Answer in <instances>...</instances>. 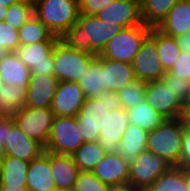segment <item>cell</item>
I'll use <instances>...</instances> for the list:
<instances>
[{
    "mask_svg": "<svg viewBox=\"0 0 190 191\" xmlns=\"http://www.w3.org/2000/svg\"><path fill=\"white\" fill-rule=\"evenodd\" d=\"M25 1H28V2H31V3H36L38 0H25Z\"/></svg>",
    "mask_w": 190,
    "mask_h": 191,
    "instance_id": "52",
    "label": "cell"
},
{
    "mask_svg": "<svg viewBox=\"0 0 190 191\" xmlns=\"http://www.w3.org/2000/svg\"><path fill=\"white\" fill-rule=\"evenodd\" d=\"M85 95L78 82H58L51 109L54 116L76 117L85 102Z\"/></svg>",
    "mask_w": 190,
    "mask_h": 191,
    "instance_id": "14",
    "label": "cell"
},
{
    "mask_svg": "<svg viewBox=\"0 0 190 191\" xmlns=\"http://www.w3.org/2000/svg\"><path fill=\"white\" fill-rule=\"evenodd\" d=\"M172 167L165 159L145 150L138 154L129 167L128 183L134 188L150 187L152 183Z\"/></svg>",
    "mask_w": 190,
    "mask_h": 191,
    "instance_id": "10",
    "label": "cell"
},
{
    "mask_svg": "<svg viewBox=\"0 0 190 191\" xmlns=\"http://www.w3.org/2000/svg\"><path fill=\"white\" fill-rule=\"evenodd\" d=\"M34 15L60 39L76 23L78 0H38L33 4Z\"/></svg>",
    "mask_w": 190,
    "mask_h": 191,
    "instance_id": "5",
    "label": "cell"
},
{
    "mask_svg": "<svg viewBox=\"0 0 190 191\" xmlns=\"http://www.w3.org/2000/svg\"><path fill=\"white\" fill-rule=\"evenodd\" d=\"M145 101L166 119L183 117L185 106L162 79L145 82Z\"/></svg>",
    "mask_w": 190,
    "mask_h": 191,
    "instance_id": "12",
    "label": "cell"
},
{
    "mask_svg": "<svg viewBox=\"0 0 190 191\" xmlns=\"http://www.w3.org/2000/svg\"><path fill=\"white\" fill-rule=\"evenodd\" d=\"M179 0H141V15L145 25L158 27Z\"/></svg>",
    "mask_w": 190,
    "mask_h": 191,
    "instance_id": "29",
    "label": "cell"
},
{
    "mask_svg": "<svg viewBox=\"0 0 190 191\" xmlns=\"http://www.w3.org/2000/svg\"><path fill=\"white\" fill-rule=\"evenodd\" d=\"M19 46L18 29L0 22V52H16Z\"/></svg>",
    "mask_w": 190,
    "mask_h": 191,
    "instance_id": "37",
    "label": "cell"
},
{
    "mask_svg": "<svg viewBox=\"0 0 190 191\" xmlns=\"http://www.w3.org/2000/svg\"><path fill=\"white\" fill-rule=\"evenodd\" d=\"M183 120L186 125L190 126V103L185 105L184 107V113H183Z\"/></svg>",
    "mask_w": 190,
    "mask_h": 191,
    "instance_id": "44",
    "label": "cell"
},
{
    "mask_svg": "<svg viewBox=\"0 0 190 191\" xmlns=\"http://www.w3.org/2000/svg\"><path fill=\"white\" fill-rule=\"evenodd\" d=\"M137 189L134 188L131 184H119V185H111L108 186L106 191H136Z\"/></svg>",
    "mask_w": 190,
    "mask_h": 191,
    "instance_id": "43",
    "label": "cell"
},
{
    "mask_svg": "<svg viewBox=\"0 0 190 191\" xmlns=\"http://www.w3.org/2000/svg\"><path fill=\"white\" fill-rule=\"evenodd\" d=\"M169 72L180 79L190 81V53L180 52L177 62Z\"/></svg>",
    "mask_w": 190,
    "mask_h": 191,
    "instance_id": "38",
    "label": "cell"
},
{
    "mask_svg": "<svg viewBox=\"0 0 190 191\" xmlns=\"http://www.w3.org/2000/svg\"><path fill=\"white\" fill-rule=\"evenodd\" d=\"M183 118L166 119L160 126L148 132L147 150L165 159L172 166L180 164Z\"/></svg>",
    "mask_w": 190,
    "mask_h": 191,
    "instance_id": "4",
    "label": "cell"
},
{
    "mask_svg": "<svg viewBox=\"0 0 190 191\" xmlns=\"http://www.w3.org/2000/svg\"><path fill=\"white\" fill-rule=\"evenodd\" d=\"M117 95L123 108L138 106L145 100V82L136 79L121 89Z\"/></svg>",
    "mask_w": 190,
    "mask_h": 191,
    "instance_id": "33",
    "label": "cell"
},
{
    "mask_svg": "<svg viewBox=\"0 0 190 191\" xmlns=\"http://www.w3.org/2000/svg\"><path fill=\"white\" fill-rule=\"evenodd\" d=\"M115 0H78L79 12L84 15L96 16L97 13Z\"/></svg>",
    "mask_w": 190,
    "mask_h": 191,
    "instance_id": "39",
    "label": "cell"
},
{
    "mask_svg": "<svg viewBox=\"0 0 190 191\" xmlns=\"http://www.w3.org/2000/svg\"><path fill=\"white\" fill-rule=\"evenodd\" d=\"M30 77L16 52H0V117L13 118L25 105Z\"/></svg>",
    "mask_w": 190,
    "mask_h": 191,
    "instance_id": "1",
    "label": "cell"
},
{
    "mask_svg": "<svg viewBox=\"0 0 190 191\" xmlns=\"http://www.w3.org/2000/svg\"><path fill=\"white\" fill-rule=\"evenodd\" d=\"M106 154L97 141L84 142L71 156L79 171H93Z\"/></svg>",
    "mask_w": 190,
    "mask_h": 191,
    "instance_id": "30",
    "label": "cell"
},
{
    "mask_svg": "<svg viewBox=\"0 0 190 191\" xmlns=\"http://www.w3.org/2000/svg\"><path fill=\"white\" fill-rule=\"evenodd\" d=\"M157 28L173 37L187 33L190 30V0L176 2Z\"/></svg>",
    "mask_w": 190,
    "mask_h": 191,
    "instance_id": "24",
    "label": "cell"
},
{
    "mask_svg": "<svg viewBox=\"0 0 190 191\" xmlns=\"http://www.w3.org/2000/svg\"><path fill=\"white\" fill-rule=\"evenodd\" d=\"M148 132L139 126L129 124L120 141L118 155L130 167L139 153L147 149Z\"/></svg>",
    "mask_w": 190,
    "mask_h": 191,
    "instance_id": "23",
    "label": "cell"
},
{
    "mask_svg": "<svg viewBox=\"0 0 190 191\" xmlns=\"http://www.w3.org/2000/svg\"><path fill=\"white\" fill-rule=\"evenodd\" d=\"M7 11H8V7L0 5V22H5Z\"/></svg>",
    "mask_w": 190,
    "mask_h": 191,
    "instance_id": "46",
    "label": "cell"
},
{
    "mask_svg": "<svg viewBox=\"0 0 190 191\" xmlns=\"http://www.w3.org/2000/svg\"><path fill=\"white\" fill-rule=\"evenodd\" d=\"M0 191H29L27 187L0 186Z\"/></svg>",
    "mask_w": 190,
    "mask_h": 191,
    "instance_id": "45",
    "label": "cell"
},
{
    "mask_svg": "<svg viewBox=\"0 0 190 191\" xmlns=\"http://www.w3.org/2000/svg\"><path fill=\"white\" fill-rule=\"evenodd\" d=\"M185 184L187 191H190V169H185Z\"/></svg>",
    "mask_w": 190,
    "mask_h": 191,
    "instance_id": "47",
    "label": "cell"
},
{
    "mask_svg": "<svg viewBox=\"0 0 190 191\" xmlns=\"http://www.w3.org/2000/svg\"><path fill=\"white\" fill-rule=\"evenodd\" d=\"M154 191H187L185 169L172 166L150 186Z\"/></svg>",
    "mask_w": 190,
    "mask_h": 191,
    "instance_id": "32",
    "label": "cell"
},
{
    "mask_svg": "<svg viewBox=\"0 0 190 191\" xmlns=\"http://www.w3.org/2000/svg\"><path fill=\"white\" fill-rule=\"evenodd\" d=\"M130 124L139 126L143 130L150 132L160 126L166 118L155 108H152L145 100L138 106L127 109Z\"/></svg>",
    "mask_w": 190,
    "mask_h": 191,
    "instance_id": "27",
    "label": "cell"
},
{
    "mask_svg": "<svg viewBox=\"0 0 190 191\" xmlns=\"http://www.w3.org/2000/svg\"><path fill=\"white\" fill-rule=\"evenodd\" d=\"M102 56L97 55L89 64L78 82L86 98H97L103 90Z\"/></svg>",
    "mask_w": 190,
    "mask_h": 191,
    "instance_id": "26",
    "label": "cell"
},
{
    "mask_svg": "<svg viewBox=\"0 0 190 191\" xmlns=\"http://www.w3.org/2000/svg\"><path fill=\"white\" fill-rule=\"evenodd\" d=\"M83 143L76 117H54L45 150L71 155Z\"/></svg>",
    "mask_w": 190,
    "mask_h": 191,
    "instance_id": "8",
    "label": "cell"
},
{
    "mask_svg": "<svg viewBox=\"0 0 190 191\" xmlns=\"http://www.w3.org/2000/svg\"><path fill=\"white\" fill-rule=\"evenodd\" d=\"M26 187L29 191H50L55 188L50 167V151L45 150L40 156L30 161Z\"/></svg>",
    "mask_w": 190,
    "mask_h": 191,
    "instance_id": "20",
    "label": "cell"
},
{
    "mask_svg": "<svg viewBox=\"0 0 190 191\" xmlns=\"http://www.w3.org/2000/svg\"><path fill=\"white\" fill-rule=\"evenodd\" d=\"M92 172L109 186L125 184L129 180V166L118 153L106 154Z\"/></svg>",
    "mask_w": 190,
    "mask_h": 191,
    "instance_id": "21",
    "label": "cell"
},
{
    "mask_svg": "<svg viewBox=\"0 0 190 191\" xmlns=\"http://www.w3.org/2000/svg\"><path fill=\"white\" fill-rule=\"evenodd\" d=\"M54 117L51 108L23 106L13 119L29 138L40 142L45 147Z\"/></svg>",
    "mask_w": 190,
    "mask_h": 191,
    "instance_id": "9",
    "label": "cell"
},
{
    "mask_svg": "<svg viewBox=\"0 0 190 191\" xmlns=\"http://www.w3.org/2000/svg\"><path fill=\"white\" fill-rule=\"evenodd\" d=\"M184 169H190V126L184 123L182 151L180 164L177 166Z\"/></svg>",
    "mask_w": 190,
    "mask_h": 191,
    "instance_id": "40",
    "label": "cell"
},
{
    "mask_svg": "<svg viewBox=\"0 0 190 191\" xmlns=\"http://www.w3.org/2000/svg\"><path fill=\"white\" fill-rule=\"evenodd\" d=\"M155 46L163 68L170 71L179 58L180 49L173 36H169L155 27Z\"/></svg>",
    "mask_w": 190,
    "mask_h": 191,
    "instance_id": "31",
    "label": "cell"
},
{
    "mask_svg": "<svg viewBox=\"0 0 190 191\" xmlns=\"http://www.w3.org/2000/svg\"><path fill=\"white\" fill-rule=\"evenodd\" d=\"M21 0H0V5L5 7H10L12 4L17 3Z\"/></svg>",
    "mask_w": 190,
    "mask_h": 191,
    "instance_id": "48",
    "label": "cell"
},
{
    "mask_svg": "<svg viewBox=\"0 0 190 191\" xmlns=\"http://www.w3.org/2000/svg\"><path fill=\"white\" fill-rule=\"evenodd\" d=\"M54 76L59 82H79L90 62L96 57L88 52L71 48L59 39L53 48Z\"/></svg>",
    "mask_w": 190,
    "mask_h": 191,
    "instance_id": "6",
    "label": "cell"
},
{
    "mask_svg": "<svg viewBox=\"0 0 190 191\" xmlns=\"http://www.w3.org/2000/svg\"><path fill=\"white\" fill-rule=\"evenodd\" d=\"M33 15V3L21 0L8 7L5 23L13 28L20 29Z\"/></svg>",
    "mask_w": 190,
    "mask_h": 191,
    "instance_id": "34",
    "label": "cell"
},
{
    "mask_svg": "<svg viewBox=\"0 0 190 191\" xmlns=\"http://www.w3.org/2000/svg\"><path fill=\"white\" fill-rule=\"evenodd\" d=\"M5 151L6 155L30 162L40 156L45 151V147L29 138L15 123L11 130H8Z\"/></svg>",
    "mask_w": 190,
    "mask_h": 191,
    "instance_id": "17",
    "label": "cell"
},
{
    "mask_svg": "<svg viewBox=\"0 0 190 191\" xmlns=\"http://www.w3.org/2000/svg\"><path fill=\"white\" fill-rule=\"evenodd\" d=\"M5 156H6L5 147L0 143V165L5 159Z\"/></svg>",
    "mask_w": 190,
    "mask_h": 191,
    "instance_id": "49",
    "label": "cell"
},
{
    "mask_svg": "<svg viewBox=\"0 0 190 191\" xmlns=\"http://www.w3.org/2000/svg\"><path fill=\"white\" fill-rule=\"evenodd\" d=\"M124 27L100 20L96 16L79 14L76 23L61 38L71 48L97 56L109 40Z\"/></svg>",
    "mask_w": 190,
    "mask_h": 191,
    "instance_id": "2",
    "label": "cell"
},
{
    "mask_svg": "<svg viewBox=\"0 0 190 191\" xmlns=\"http://www.w3.org/2000/svg\"><path fill=\"white\" fill-rule=\"evenodd\" d=\"M179 46L180 52L190 53V30L187 33L174 37Z\"/></svg>",
    "mask_w": 190,
    "mask_h": 191,
    "instance_id": "42",
    "label": "cell"
},
{
    "mask_svg": "<svg viewBox=\"0 0 190 191\" xmlns=\"http://www.w3.org/2000/svg\"><path fill=\"white\" fill-rule=\"evenodd\" d=\"M158 57L155 46V27H152L131 63L135 78L143 82L161 79L166 71Z\"/></svg>",
    "mask_w": 190,
    "mask_h": 191,
    "instance_id": "11",
    "label": "cell"
},
{
    "mask_svg": "<svg viewBox=\"0 0 190 191\" xmlns=\"http://www.w3.org/2000/svg\"><path fill=\"white\" fill-rule=\"evenodd\" d=\"M50 191H66V190H61V189H58V188H53L52 190H50Z\"/></svg>",
    "mask_w": 190,
    "mask_h": 191,
    "instance_id": "51",
    "label": "cell"
},
{
    "mask_svg": "<svg viewBox=\"0 0 190 191\" xmlns=\"http://www.w3.org/2000/svg\"><path fill=\"white\" fill-rule=\"evenodd\" d=\"M15 124L13 118L0 117V143L5 147L7 143L8 130Z\"/></svg>",
    "mask_w": 190,
    "mask_h": 191,
    "instance_id": "41",
    "label": "cell"
},
{
    "mask_svg": "<svg viewBox=\"0 0 190 191\" xmlns=\"http://www.w3.org/2000/svg\"><path fill=\"white\" fill-rule=\"evenodd\" d=\"M50 167L55 187L73 191L79 169L72 156L50 152Z\"/></svg>",
    "mask_w": 190,
    "mask_h": 191,
    "instance_id": "22",
    "label": "cell"
},
{
    "mask_svg": "<svg viewBox=\"0 0 190 191\" xmlns=\"http://www.w3.org/2000/svg\"><path fill=\"white\" fill-rule=\"evenodd\" d=\"M103 90L118 93L136 80L132 64L102 57Z\"/></svg>",
    "mask_w": 190,
    "mask_h": 191,
    "instance_id": "19",
    "label": "cell"
},
{
    "mask_svg": "<svg viewBox=\"0 0 190 191\" xmlns=\"http://www.w3.org/2000/svg\"><path fill=\"white\" fill-rule=\"evenodd\" d=\"M166 85H170L174 96L185 106L190 102L189 81L180 79L178 76L171 74L169 71L161 78Z\"/></svg>",
    "mask_w": 190,
    "mask_h": 191,
    "instance_id": "35",
    "label": "cell"
},
{
    "mask_svg": "<svg viewBox=\"0 0 190 191\" xmlns=\"http://www.w3.org/2000/svg\"><path fill=\"white\" fill-rule=\"evenodd\" d=\"M130 124L127 109L120 107L109 111L105 117L104 128L99 132V144L107 154H116L124 131Z\"/></svg>",
    "mask_w": 190,
    "mask_h": 191,
    "instance_id": "15",
    "label": "cell"
},
{
    "mask_svg": "<svg viewBox=\"0 0 190 191\" xmlns=\"http://www.w3.org/2000/svg\"><path fill=\"white\" fill-rule=\"evenodd\" d=\"M100 20L118 23L124 28L144 24L141 15V0H115L96 15Z\"/></svg>",
    "mask_w": 190,
    "mask_h": 191,
    "instance_id": "16",
    "label": "cell"
},
{
    "mask_svg": "<svg viewBox=\"0 0 190 191\" xmlns=\"http://www.w3.org/2000/svg\"><path fill=\"white\" fill-rule=\"evenodd\" d=\"M29 163L6 155L0 165V186L26 187Z\"/></svg>",
    "mask_w": 190,
    "mask_h": 191,
    "instance_id": "25",
    "label": "cell"
},
{
    "mask_svg": "<svg viewBox=\"0 0 190 191\" xmlns=\"http://www.w3.org/2000/svg\"><path fill=\"white\" fill-rule=\"evenodd\" d=\"M136 191H154L151 187H142V188H137Z\"/></svg>",
    "mask_w": 190,
    "mask_h": 191,
    "instance_id": "50",
    "label": "cell"
},
{
    "mask_svg": "<svg viewBox=\"0 0 190 191\" xmlns=\"http://www.w3.org/2000/svg\"><path fill=\"white\" fill-rule=\"evenodd\" d=\"M108 186L92 171H79L73 191H106Z\"/></svg>",
    "mask_w": 190,
    "mask_h": 191,
    "instance_id": "36",
    "label": "cell"
},
{
    "mask_svg": "<svg viewBox=\"0 0 190 191\" xmlns=\"http://www.w3.org/2000/svg\"><path fill=\"white\" fill-rule=\"evenodd\" d=\"M122 107L117 93L104 91L97 98H86L76 115L78 130L84 142H97L109 111Z\"/></svg>",
    "mask_w": 190,
    "mask_h": 191,
    "instance_id": "3",
    "label": "cell"
},
{
    "mask_svg": "<svg viewBox=\"0 0 190 191\" xmlns=\"http://www.w3.org/2000/svg\"><path fill=\"white\" fill-rule=\"evenodd\" d=\"M58 82L55 76L31 74L24 106L51 108Z\"/></svg>",
    "mask_w": 190,
    "mask_h": 191,
    "instance_id": "18",
    "label": "cell"
},
{
    "mask_svg": "<svg viewBox=\"0 0 190 191\" xmlns=\"http://www.w3.org/2000/svg\"><path fill=\"white\" fill-rule=\"evenodd\" d=\"M19 43L22 45L35 44L42 41H58L60 38L53 35L49 29L33 15L20 29H18Z\"/></svg>",
    "mask_w": 190,
    "mask_h": 191,
    "instance_id": "28",
    "label": "cell"
},
{
    "mask_svg": "<svg viewBox=\"0 0 190 191\" xmlns=\"http://www.w3.org/2000/svg\"><path fill=\"white\" fill-rule=\"evenodd\" d=\"M150 31L151 27L145 24L124 28L109 40L99 55L131 64Z\"/></svg>",
    "mask_w": 190,
    "mask_h": 191,
    "instance_id": "7",
    "label": "cell"
},
{
    "mask_svg": "<svg viewBox=\"0 0 190 191\" xmlns=\"http://www.w3.org/2000/svg\"><path fill=\"white\" fill-rule=\"evenodd\" d=\"M57 41H42L19 46L16 53L31 74L54 76L53 48Z\"/></svg>",
    "mask_w": 190,
    "mask_h": 191,
    "instance_id": "13",
    "label": "cell"
}]
</instances>
